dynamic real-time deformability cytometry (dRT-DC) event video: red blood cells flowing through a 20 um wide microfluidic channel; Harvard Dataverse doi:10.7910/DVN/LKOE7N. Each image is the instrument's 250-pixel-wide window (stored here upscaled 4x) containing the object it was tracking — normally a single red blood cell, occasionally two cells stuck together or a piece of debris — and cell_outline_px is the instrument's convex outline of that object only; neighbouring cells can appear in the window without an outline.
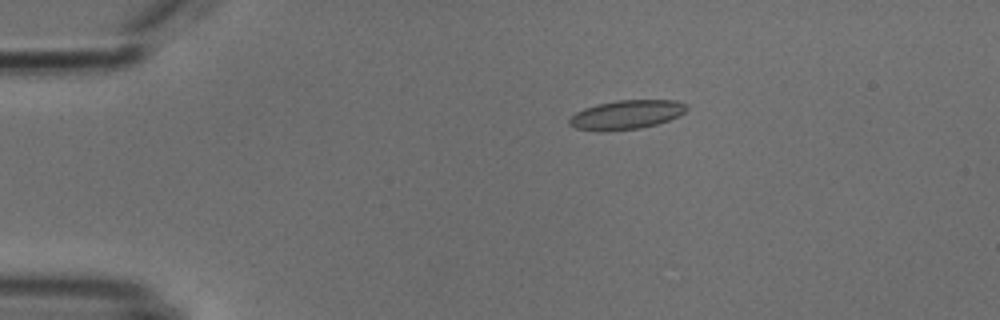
{"species": "common noctule bat (a hibernating species)", "species_latin": "Nyctalus noctula", "temperature_condition": "cold", "stored_images_in_passage": 5, "camera_frame_rate_fps": 3000, "um_per_image_px": 0.085, "animal": {"sex": "male", "body_mass_g": 18.8}, "frame": {"image": 1, "passage_image": 3, "time_ms": 3.0, "image_size_px": [1000, 320], "cell_outline_px": [[688, 108], [680, 116], [656, 124], [640, 128], [600, 132], [576, 128], [568, 124], [568, 120], [576, 112], [584, 108], [596, 104], [616, 100], [676, 100], [688, 104]], "centroid_in_image_um": [53.24, 9.75], "position_along_channel_um": 31.8, "area_um2": 20.06}}